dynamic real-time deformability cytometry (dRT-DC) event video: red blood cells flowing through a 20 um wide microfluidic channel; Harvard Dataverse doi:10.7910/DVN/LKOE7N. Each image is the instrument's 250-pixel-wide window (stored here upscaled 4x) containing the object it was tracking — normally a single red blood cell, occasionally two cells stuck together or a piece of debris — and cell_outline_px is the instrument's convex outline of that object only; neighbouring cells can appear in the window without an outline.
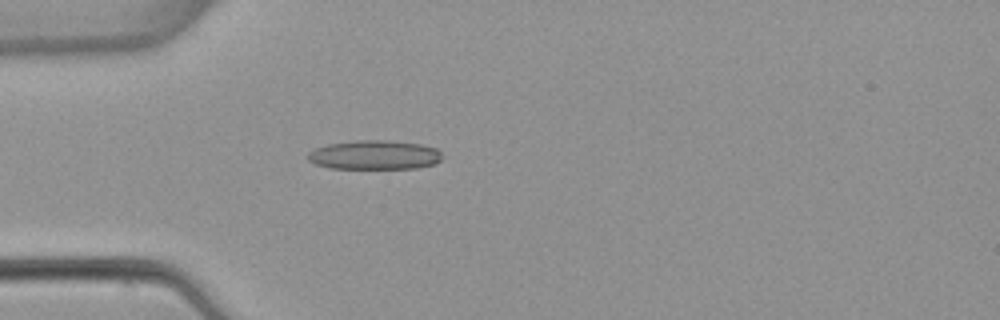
{"species": "common noctule bat (a hibernating species)", "species_latin": "Nyctalus noctula", "temperature_condition": "warm", "stored_images_in_passage": 1, "camera_frame_rate_fps": 3000, "um_per_image_px": 0.085, "animal": {"sex": "female", "body_mass_g": 22.7, "forearm_length_mm": 54.2}, "frame": {"image": 1, "passage_image": 1, "time_ms": 0.0, "image_size_px": [1000, 320], "cell_outline_px": [[444, 156], [440, 160], [432, 164], [416, 168], [332, 168], [316, 164], [308, 160], [308, 152], [316, 148], [328, 144], [356, 140], [388, 140], [420, 144], [436, 148]], "centroid_in_image_um": [31.84, 13.16], "position_along_channel_um": 53.2, "area_um2": 22.72}}